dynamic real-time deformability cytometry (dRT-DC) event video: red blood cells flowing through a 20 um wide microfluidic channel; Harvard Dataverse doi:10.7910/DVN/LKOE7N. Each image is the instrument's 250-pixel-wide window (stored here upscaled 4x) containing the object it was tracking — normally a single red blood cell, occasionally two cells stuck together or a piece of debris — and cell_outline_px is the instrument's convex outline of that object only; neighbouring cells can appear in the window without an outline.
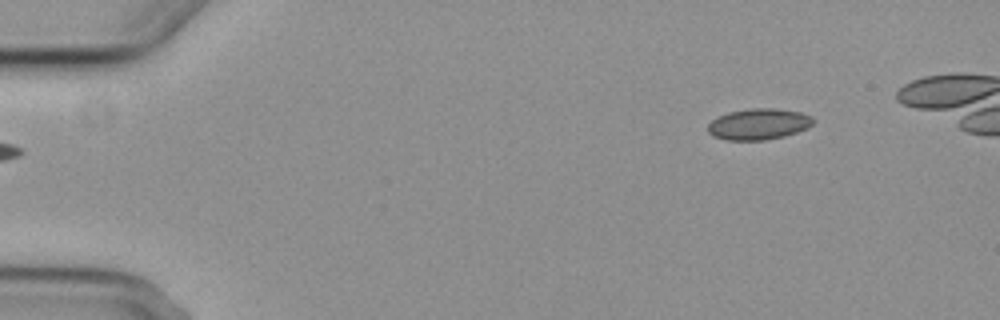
{"species": "common noctule bat (a hibernating species)", "species_latin": "Nyctalus noctula", "temperature_condition": "cold", "stored_images_in_passage": 3, "camera_frame_rate_fps": 3000, "um_per_image_px": 0.085, "animal": {"sex": "female", "body_mass_g": 29.2, "forearm_length_mm": 56.3}, "frame": {"image": 1, "passage_image": 3, "time_ms": 2.333, "image_size_px": [1000, 320], "cell_outline_px": [[816, 120], [808, 128], [784, 136], [764, 140], [728, 140], [712, 136], [708, 132], [708, 124], [716, 116], [728, 112], [752, 108], [776, 108], [800, 112], [812, 116]], "centroid_in_image_um": [64.48, 10.54], "position_along_channel_um": 20.5, "area_um2": 19.25}}